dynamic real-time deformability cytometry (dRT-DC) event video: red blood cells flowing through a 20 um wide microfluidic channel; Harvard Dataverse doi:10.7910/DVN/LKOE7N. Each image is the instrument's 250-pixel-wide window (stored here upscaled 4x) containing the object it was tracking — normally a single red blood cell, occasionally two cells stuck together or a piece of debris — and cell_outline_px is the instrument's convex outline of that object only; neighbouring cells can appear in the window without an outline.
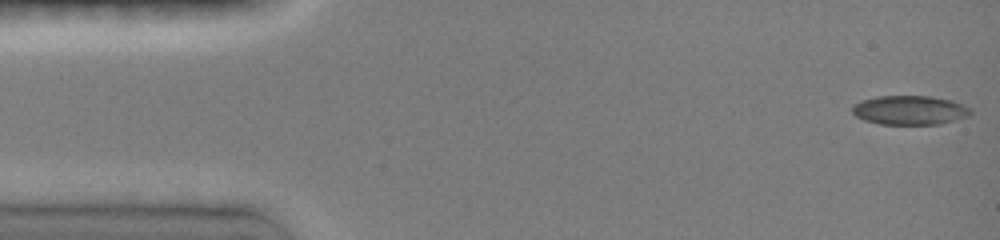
{"species": "common noctule bat (a hibernating species)", "species_latin": "Nyctalus noctula", "temperature_condition": "room temperature", "stored_images_in_passage": 8, "camera_frame_rate_fps": 3000, "um_per_image_px": 0.085, "animal": {"sex": "female", "body_mass_g": 19.0, "forearm_length_mm": 51.5}, "frame": {"image": 1, "passage_image": 1, "time_ms": 0.0, "image_size_px": [1000, 240], "cell_outline_px": [[972, 112], [968, 116], [956, 120], [940, 124], [880, 124], [864, 120], [856, 116], [852, 112], [852, 104], [860, 100], [876, 96], [932, 96], [952, 100], [964, 104], [972, 108]], "centroid_in_image_um": [77.34, 9.35], "position_along_channel_um": 7.7, "area_um2": 20.4}}